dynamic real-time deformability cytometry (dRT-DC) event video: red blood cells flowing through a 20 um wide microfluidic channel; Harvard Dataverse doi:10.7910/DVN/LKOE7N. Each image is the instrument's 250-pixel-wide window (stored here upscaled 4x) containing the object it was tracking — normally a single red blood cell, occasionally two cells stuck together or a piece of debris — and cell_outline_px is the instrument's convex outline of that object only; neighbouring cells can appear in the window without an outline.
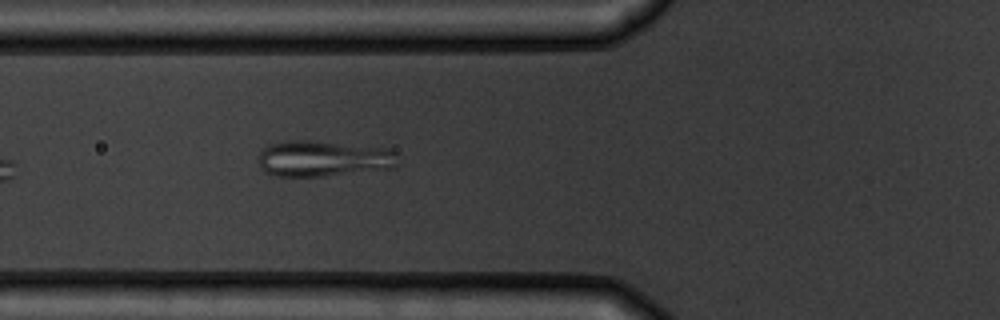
{"species": "common noctule bat (a hibernating species)", "species_latin": "Nyctalus noctula", "temperature_condition": "warm", "stored_images_in_passage": 2, "camera_frame_rate_fps": 3000, "um_per_image_px": 0.085, "animal": {"sex": "male", "body_mass_g": 19.5, "forearm_length_mm": 54.6}, "frame": {"image": 1, "passage_image": 2, "time_ms": 1.333, "image_size_px": [1000, 320], "cell_outline_px": [[400, 164], [396, 168], [324, 176], [276, 176], [264, 172], [260, 168], [260, 152], [268, 144], [288, 140], [308, 140], [384, 148], [396, 152]], "centroid_in_image_um": [27.5, 13.49], "position_along_channel_um": 98.3, "area_um2": 29.36}}